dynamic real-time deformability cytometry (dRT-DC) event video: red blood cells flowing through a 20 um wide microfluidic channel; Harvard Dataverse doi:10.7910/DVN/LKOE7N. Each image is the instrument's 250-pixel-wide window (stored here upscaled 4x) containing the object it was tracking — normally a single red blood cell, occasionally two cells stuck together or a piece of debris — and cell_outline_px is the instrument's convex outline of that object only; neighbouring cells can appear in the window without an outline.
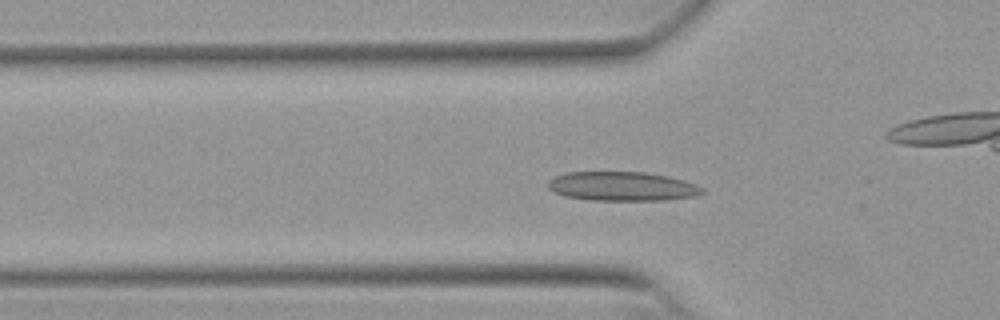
{"species": "Egyptian fruit bat (a non-hibernating species)", "species_latin": "Rousettus aegyptiacus", "temperature_condition": "warm", "stored_images_in_passage": 52, "camera_frame_rate_fps": 3000, "um_per_image_px": 0.085, "animal": {"sex": "female"}, "frame": {"image": 1, "passage_image": 15, "time_ms": 4.667, "image_size_px": [1000, 320], "cell_outline_px": [[704, 192], [696, 196], [664, 200], [592, 200], [564, 196], [552, 192], [548, 188], [548, 180], [556, 176], [568, 172], [644, 172], [668, 176], [684, 180], [696, 184], [704, 188]], "centroid_in_image_um": [52.89, 15.84], "position_along_channel_um": 72.9, "area_um2": 26.3}}
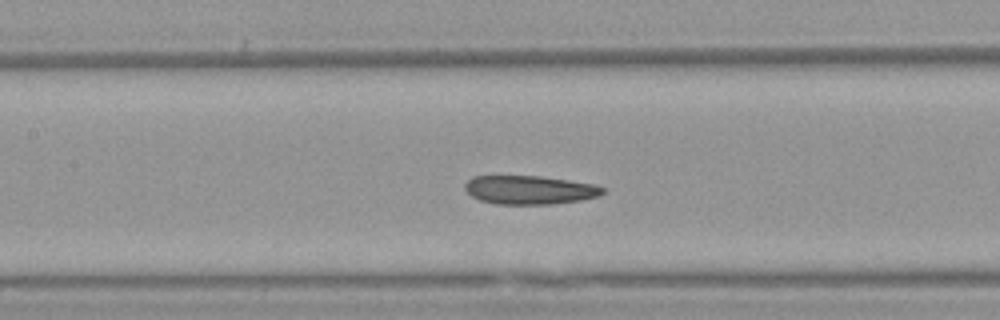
{"frame": {"image": 2, "passage_image": 22, "time_ms": 7.0, "image_size_px": [1000, 320], "cell_outline_px": [[604, 192], [596, 196], [580, 200], [552, 204], [496, 204], [480, 200], [472, 196], [464, 188], [464, 184], [472, 176], [540, 176], [596, 184], [604, 188]], "centroid_in_image_um": [45.0, 16.14], "position_along_channel_um": 162.4, "area_um2": 22.95}}
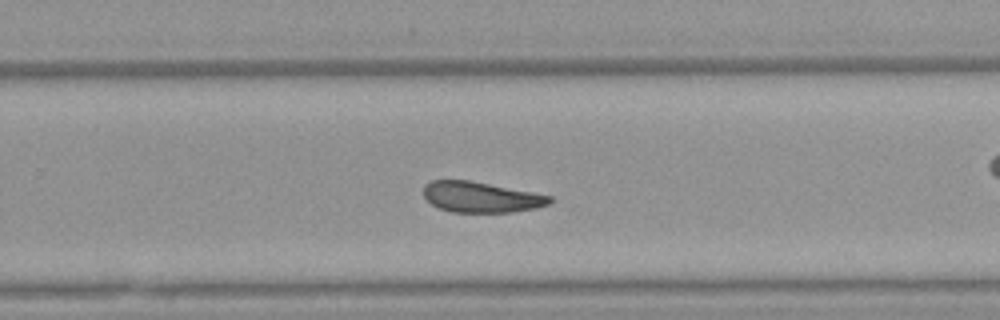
{"frame": {"image": 3, "passage_image": 32, "time_ms": 10.333, "image_size_px": [1000, 320], "cell_outline_px": [[552, 200], [548, 204], [536, 208], [512, 212], [452, 212], [440, 208], [432, 204], [424, 196], [424, 184], [432, 180], [468, 180], [532, 192], [552, 196]], "centroid_in_image_um": [40.88, 16.75], "position_along_channel_um": 288.9, "area_um2": 22.31}, "authors_computed_cell_mechanics": {"area_um2": 24.1315, "velocity_mm_per_s": 3.8129, "shape_relaxation_time_tau1_ms": 10.2151, "shape_relaxation_time_tau2_ms": 3.5716, "deformation_change_tau1": 0.1781, "deformation_change_tau2": 0.1095}}